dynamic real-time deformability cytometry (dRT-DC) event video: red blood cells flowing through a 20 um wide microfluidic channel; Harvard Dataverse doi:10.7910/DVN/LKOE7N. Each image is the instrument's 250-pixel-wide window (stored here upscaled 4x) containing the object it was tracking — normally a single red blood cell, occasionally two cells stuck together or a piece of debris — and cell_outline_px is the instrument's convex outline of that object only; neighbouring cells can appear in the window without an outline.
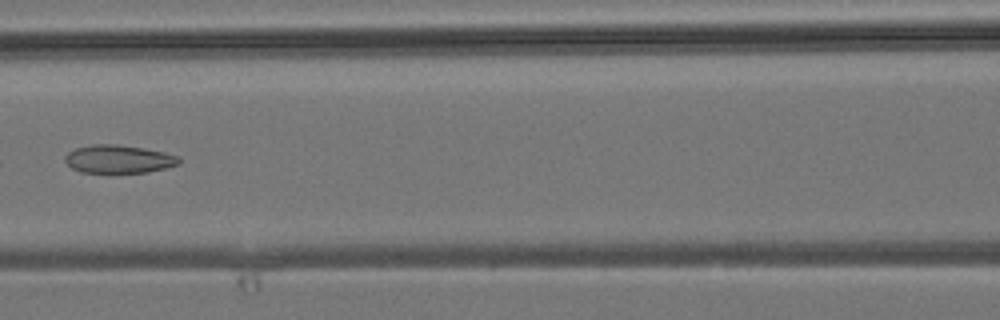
{"species": "common noctule bat (a hibernating species)", "species_latin": "Nyctalus noctula", "temperature_condition": "room temperature", "stored_images_in_passage": 3, "camera_frame_rate_fps": 3000, "um_per_image_px": 0.085, "animal": {"sex": "male", "body_mass_g": 19.2, "forearm_length_mm": 51.8}, "frame": {"image": 1, "passage_image": 3, "time_ms": 2.333, "image_size_px": [1000, 320], "cell_outline_px": [[180, 164], [148, 172], [80, 172], [72, 168], [64, 160], [64, 156], [68, 152], [76, 148], [92, 144], [116, 144], [144, 148], [164, 152], [176, 156], [180, 160]], "centroid_in_image_um": [10.06, 13.51], "position_along_channel_um": 156.5, "area_um2": 18.55}}